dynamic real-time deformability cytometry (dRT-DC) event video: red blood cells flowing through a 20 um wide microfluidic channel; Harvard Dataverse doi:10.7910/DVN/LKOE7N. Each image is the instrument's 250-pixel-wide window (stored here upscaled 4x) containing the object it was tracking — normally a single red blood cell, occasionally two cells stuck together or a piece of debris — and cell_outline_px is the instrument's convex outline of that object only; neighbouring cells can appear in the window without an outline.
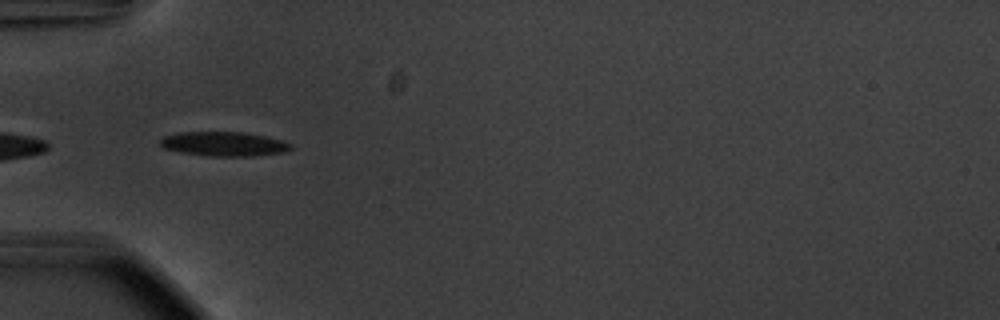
{"species": "common noctule bat (a hibernating species)", "species_latin": "Nyctalus noctula", "temperature_condition": "warm", "stored_images_in_passage": 5, "camera_frame_rate_fps": 3000, "um_per_image_px": 0.085, "animal": {"sex": "male", "body_mass_g": 20.1, "forearm_length_mm": 53.5}, "frame": {"image": 1, "passage_image": 1, "time_ms": 0.0, "image_size_px": [1000, 320], "cell_outline_px": [[292, 148], [284, 152], [256, 156], [208, 156], [180, 152], [164, 148], [160, 144], [160, 140], [164, 136], [176, 132], [244, 132], [264, 136], [280, 140], [292, 144]], "centroid_in_image_um": [19.01, 12.23], "position_along_channel_um": 66.0, "area_um2": 18.55}}